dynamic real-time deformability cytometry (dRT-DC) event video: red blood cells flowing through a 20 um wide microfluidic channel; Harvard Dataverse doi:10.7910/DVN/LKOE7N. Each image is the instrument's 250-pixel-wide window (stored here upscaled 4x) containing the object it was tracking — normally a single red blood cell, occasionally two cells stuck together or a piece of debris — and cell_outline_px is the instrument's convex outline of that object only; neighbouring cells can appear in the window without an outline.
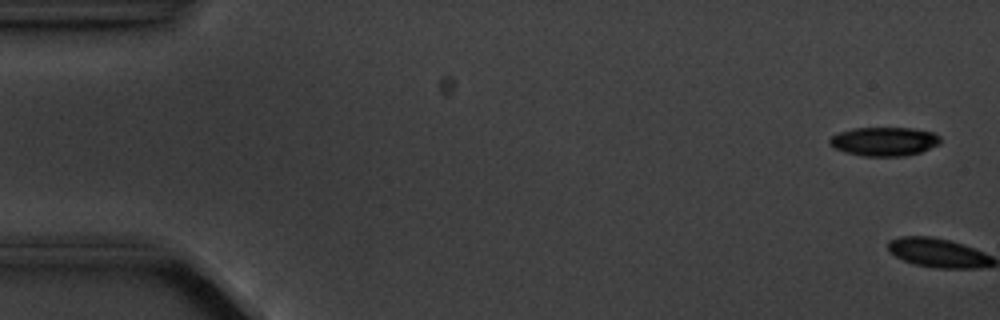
{"species": "common noctule bat (a hibernating species)", "species_latin": "Nyctalus noctula", "temperature_condition": "cold", "stored_images_in_passage": 5, "camera_frame_rate_fps": 3000, "um_per_image_px": 0.085, "animal": {"sex": "male", "body_mass_g": 20.1, "forearm_length_mm": 53.5}, "frame": {"image": 1, "passage_image": 1, "time_ms": 0.0, "image_size_px": [1000, 320], "cell_outline_px": [[940, 144], [920, 152], [904, 156], [864, 156], [844, 152], [832, 148], [828, 144], [828, 140], [832, 136], [840, 132], [852, 128], [912, 128], [936, 132], [940, 136]], "centroid_in_image_um": [75.15, 12.02], "position_along_channel_um": 9.9, "area_um2": 18.84}}